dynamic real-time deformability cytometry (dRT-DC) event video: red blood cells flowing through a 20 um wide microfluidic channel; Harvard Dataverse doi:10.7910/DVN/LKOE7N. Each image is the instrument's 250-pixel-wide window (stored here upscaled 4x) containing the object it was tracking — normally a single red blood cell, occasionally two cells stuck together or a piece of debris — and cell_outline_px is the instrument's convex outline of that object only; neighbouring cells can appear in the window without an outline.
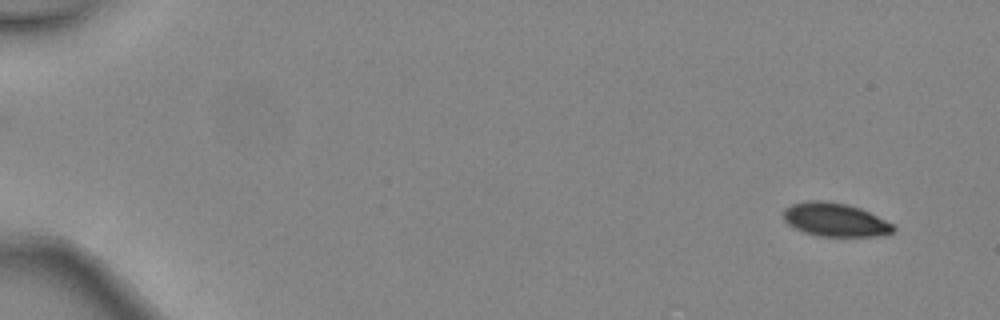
{"species": "common noctule bat (a hibernating species)", "species_latin": "Nyctalus noctula", "temperature_condition": "warm", "stored_images_in_passage": 4, "camera_frame_rate_fps": 3000, "um_per_image_px": 0.085, "animal": {"sex": "female", "body_mass_g": 24.6, "forearm_length_mm": 56.2}, "frame": {"image": 1, "passage_image": 1, "time_ms": 0.0, "image_size_px": [1000, 320], "cell_outline_px": [[896, 228], [892, 232], [880, 236], [816, 236], [804, 232], [788, 224], [784, 220], [784, 208], [792, 204], [804, 200], [824, 200], [848, 204], [860, 208], [892, 224]], "centroid_in_image_um": [70.95, 18.67], "position_along_channel_um": 14.1, "area_um2": 21.44}}
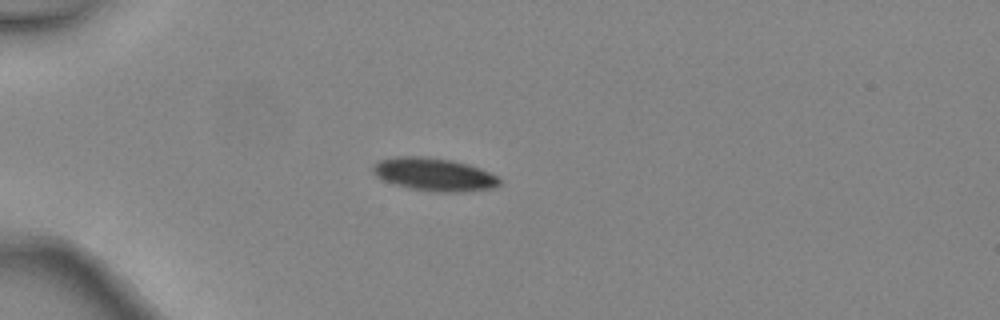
{"frame": {"image": 2, "passage_image": 4, "time_ms": 1.0, "image_size_px": [1000, 320], "cell_outline_px": [[500, 184], [492, 188], [464, 192], [440, 192], [408, 188], [384, 180], [376, 176], [372, 172], [372, 164], [380, 160], [396, 156], [428, 156], [452, 160], [468, 164], [480, 168], [496, 176], [500, 180]], "centroid_in_image_um": [36.87, 14.81], "position_along_channel_um": 48.1, "area_um2": 24.39}}